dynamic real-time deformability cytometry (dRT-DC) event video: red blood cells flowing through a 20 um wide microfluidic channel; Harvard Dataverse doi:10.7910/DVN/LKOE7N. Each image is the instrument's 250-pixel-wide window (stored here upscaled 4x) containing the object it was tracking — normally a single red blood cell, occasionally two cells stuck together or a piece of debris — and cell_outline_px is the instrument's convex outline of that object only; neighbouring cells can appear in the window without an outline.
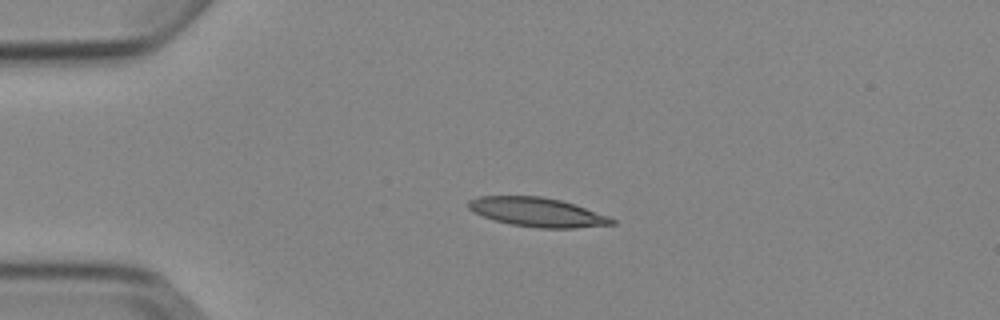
{"species": "Egyptian fruit bat (a non-hibernating species)", "species_latin": "Rousettus aegyptiacus", "temperature_condition": "cold", "stored_images_in_passage": 5, "camera_frame_rate_fps": 3000, "um_per_image_px": 0.085, "animal": {"sex": "female"}, "frame": {"image": 1, "passage_image": 4, "time_ms": 3.667, "image_size_px": [1000, 320], "cell_outline_px": [[616, 224], [576, 228], [540, 228], [512, 224], [496, 220], [472, 212], [468, 208], [468, 200], [476, 196], [540, 196], [560, 200], [576, 204], [608, 216], [616, 220]], "centroid_in_image_um": [45.68, 18.03], "position_along_channel_um": 39.3, "area_um2": 24.33}}